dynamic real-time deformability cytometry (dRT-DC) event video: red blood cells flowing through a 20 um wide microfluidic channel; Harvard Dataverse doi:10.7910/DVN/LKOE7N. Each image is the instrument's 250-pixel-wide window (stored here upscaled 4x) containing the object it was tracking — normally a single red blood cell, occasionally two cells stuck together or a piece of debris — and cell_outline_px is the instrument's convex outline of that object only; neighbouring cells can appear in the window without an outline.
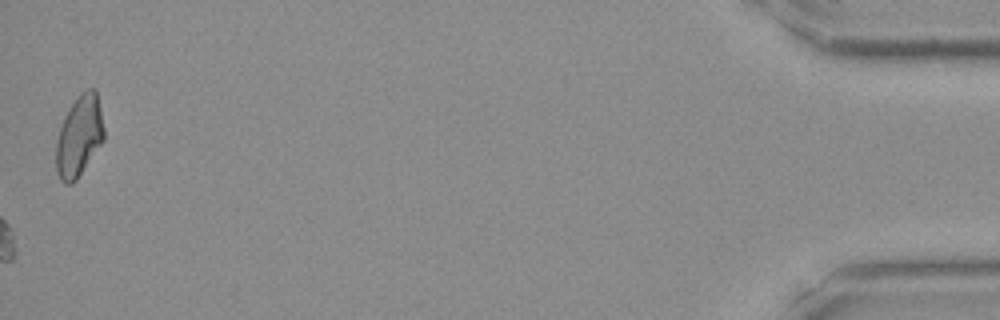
{"species": "Egyptian fruit bat (a non-hibernating species)", "species_latin": "Rousettus aegyptiacus", "temperature_condition": "room temperature", "stored_images_in_passage": 46, "camera_frame_rate_fps": 3000, "um_per_image_px": 0.085, "frame": {"image": 1, "passage_image": 46, "time_ms": 15.0, "image_size_px": [1000, 320], "cell_outline_px": [[104, 140], [76, 180], [72, 184], [64, 184], [60, 180], [56, 172], [56, 140], [64, 116], [80, 92], [88, 88], [96, 88], [104, 128]], "centroid_in_image_um": [6.72, 11.57], "position_along_channel_um": 428.5, "area_um2": 22.66}}